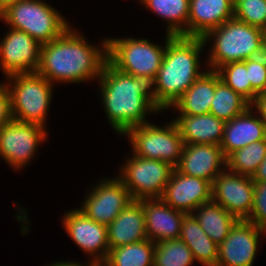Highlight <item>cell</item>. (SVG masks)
Instances as JSON below:
<instances>
[{"mask_svg": "<svg viewBox=\"0 0 266 266\" xmlns=\"http://www.w3.org/2000/svg\"><path fill=\"white\" fill-rule=\"evenodd\" d=\"M74 28L71 25L61 36L41 46L36 72L53 85L98 80L108 61L107 37L94 46Z\"/></svg>", "mask_w": 266, "mask_h": 266, "instance_id": "obj_1", "label": "cell"}, {"mask_svg": "<svg viewBox=\"0 0 266 266\" xmlns=\"http://www.w3.org/2000/svg\"><path fill=\"white\" fill-rule=\"evenodd\" d=\"M97 81L107 120L117 135L148 123L150 114L162 113L153 99L151 83L142 77L121 72L107 61Z\"/></svg>", "mask_w": 266, "mask_h": 266, "instance_id": "obj_2", "label": "cell"}, {"mask_svg": "<svg viewBox=\"0 0 266 266\" xmlns=\"http://www.w3.org/2000/svg\"><path fill=\"white\" fill-rule=\"evenodd\" d=\"M205 46L201 37H167L161 67L151 83L153 99L162 112L172 109L182 94L206 71L201 69L200 61Z\"/></svg>", "mask_w": 266, "mask_h": 266, "instance_id": "obj_3", "label": "cell"}, {"mask_svg": "<svg viewBox=\"0 0 266 266\" xmlns=\"http://www.w3.org/2000/svg\"><path fill=\"white\" fill-rule=\"evenodd\" d=\"M0 20L26 32L41 45L61 36L71 25L54 6L44 0H15L0 10Z\"/></svg>", "mask_w": 266, "mask_h": 266, "instance_id": "obj_4", "label": "cell"}, {"mask_svg": "<svg viewBox=\"0 0 266 266\" xmlns=\"http://www.w3.org/2000/svg\"><path fill=\"white\" fill-rule=\"evenodd\" d=\"M203 40L205 45L213 44L208 49L206 69L216 70L231 62L245 61L262 43V31L261 28L251 26L233 17L219 27L210 30Z\"/></svg>", "mask_w": 266, "mask_h": 266, "instance_id": "obj_5", "label": "cell"}, {"mask_svg": "<svg viewBox=\"0 0 266 266\" xmlns=\"http://www.w3.org/2000/svg\"><path fill=\"white\" fill-rule=\"evenodd\" d=\"M5 80L10 93L13 120L46 129L54 85L37 72L13 74Z\"/></svg>", "mask_w": 266, "mask_h": 266, "instance_id": "obj_6", "label": "cell"}, {"mask_svg": "<svg viewBox=\"0 0 266 266\" xmlns=\"http://www.w3.org/2000/svg\"><path fill=\"white\" fill-rule=\"evenodd\" d=\"M163 45L152 43L144 38H117L107 36L108 62L121 72L142 77L152 83L161 67L167 44L165 34Z\"/></svg>", "mask_w": 266, "mask_h": 266, "instance_id": "obj_7", "label": "cell"}, {"mask_svg": "<svg viewBox=\"0 0 266 266\" xmlns=\"http://www.w3.org/2000/svg\"><path fill=\"white\" fill-rule=\"evenodd\" d=\"M132 154L145 159L161 160L176 168L180 162L184 141L175 121L164 126L148 122L132 127L125 134Z\"/></svg>", "mask_w": 266, "mask_h": 266, "instance_id": "obj_8", "label": "cell"}, {"mask_svg": "<svg viewBox=\"0 0 266 266\" xmlns=\"http://www.w3.org/2000/svg\"><path fill=\"white\" fill-rule=\"evenodd\" d=\"M123 162L117 177L133 200L162 197L174 167L161 160L145 159L133 154Z\"/></svg>", "mask_w": 266, "mask_h": 266, "instance_id": "obj_9", "label": "cell"}, {"mask_svg": "<svg viewBox=\"0 0 266 266\" xmlns=\"http://www.w3.org/2000/svg\"><path fill=\"white\" fill-rule=\"evenodd\" d=\"M47 139V129L12 120L0 128V160L15 171L25 169Z\"/></svg>", "mask_w": 266, "mask_h": 266, "instance_id": "obj_10", "label": "cell"}, {"mask_svg": "<svg viewBox=\"0 0 266 266\" xmlns=\"http://www.w3.org/2000/svg\"><path fill=\"white\" fill-rule=\"evenodd\" d=\"M99 181L91 186L78 209L91 220L108 226L133 199L117 175Z\"/></svg>", "mask_w": 266, "mask_h": 266, "instance_id": "obj_11", "label": "cell"}, {"mask_svg": "<svg viewBox=\"0 0 266 266\" xmlns=\"http://www.w3.org/2000/svg\"><path fill=\"white\" fill-rule=\"evenodd\" d=\"M5 33L0 39V70L4 77L36 72L42 45L23 31L9 28Z\"/></svg>", "mask_w": 266, "mask_h": 266, "instance_id": "obj_12", "label": "cell"}, {"mask_svg": "<svg viewBox=\"0 0 266 266\" xmlns=\"http://www.w3.org/2000/svg\"><path fill=\"white\" fill-rule=\"evenodd\" d=\"M262 236L266 237L265 230L250 221L238 220L218 245L216 266H253Z\"/></svg>", "mask_w": 266, "mask_h": 266, "instance_id": "obj_13", "label": "cell"}, {"mask_svg": "<svg viewBox=\"0 0 266 266\" xmlns=\"http://www.w3.org/2000/svg\"><path fill=\"white\" fill-rule=\"evenodd\" d=\"M212 201L220 204L238 220H247L254 198V181L250 176L225 169L212 182Z\"/></svg>", "mask_w": 266, "mask_h": 266, "instance_id": "obj_14", "label": "cell"}, {"mask_svg": "<svg viewBox=\"0 0 266 266\" xmlns=\"http://www.w3.org/2000/svg\"><path fill=\"white\" fill-rule=\"evenodd\" d=\"M61 223L74 244L90 260H106L110 249L106 225L91 220L78 208L67 211Z\"/></svg>", "mask_w": 266, "mask_h": 266, "instance_id": "obj_15", "label": "cell"}, {"mask_svg": "<svg viewBox=\"0 0 266 266\" xmlns=\"http://www.w3.org/2000/svg\"><path fill=\"white\" fill-rule=\"evenodd\" d=\"M211 188L209 181L184 175L174 168L161 199L173 209L193 213L212 200Z\"/></svg>", "mask_w": 266, "mask_h": 266, "instance_id": "obj_16", "label": "cell"}, {"mask_svg": "<svg viewBox=\"0 0 266 266\" xmlns=\"http://www.w3.org/2000/svg\"><path fill=\"white\" fill-rule=\"evenodd\" d=\"M176 169L184 175L202 178L212 184L226 169V157L219 145L184 144Z\"/></svg>", "mask_w": 266, "mask_h": 266, "instance_id": "obj_17", "label": "cell"}, {"mask_svg": "<svg viewBox=\"0 0 266 266\" xmlns=\"http://www.w3.org/2000/svg\"><path fill=\"white\" fill-rule=\"evenodd\" d=\"M147 239L157 243L179 239L183 218L187 213L173 209L161 198L143 199Z\"/></svg>", "mask_w": 266, "mask_h": 266, "instance_id": "obj_18", "label": "cell"}, {"mask_svg": "<svg viewBox=\"0 0 266 266\" xmlns=\"http://www.w3.org/2000/svg\"><path fill=\"white\" fill-rule=\"evenodd\" d=\"M234 17V0H190L188 37L203 38Z\"/></svg>", "mask_w": 266, "mask_h": 266, "instance_id": "obj_19", "label": "cell"}, {"mask_svg": "<svg viewBox=\"0 0 266 266\" xmlns=\"http://www.w3.org/2000/svg\"><path fill=\"white\" fill-rule=\"evenodd\" d=\"M266 139V126L251 106L243 113L227 121L220 147L227 158L250 143Z\"/></svg>", "mask_w": 266, "mask_h": 266, "instance_id": "obj_20", "label": "cell"}, {"mask_svg": "<svg viewBox=\"0 0 266 266\" xmlns=\"http://www.w3.org/2000/svg\"><path fill=\"white\" fill-rule=\"evenodd\" d=\"M110 249L147 239L143 199L133 200L107 226Z\"/></svg>", "mask_w": 266, "mask_h": 266, "instance_id": "obj_21", "label": "cell"}, {"mask_svg": "<svg viewBox=\"0 0 266 266\" xmlns=\"http://www.w3.org/2000/svg\"><path fill=\"white\" fill-rule=\"evenodd\" d=\"M184 144L221 145L226 122L211 113L178 114L174 119Z\"/></svg>", "mask_w": 266, "mask_h": 266, "instance_id": "obj_22", "label": "cell"}, {"mask_svg": "<svg viewBox=\"0 0 266 266\" xmlns=\"http://www.w3.org/2000/svg\"><path fill=\"white\" fill-rule=\"evenodd\" d=\"M216 90V71L207 69L173 105L179 114L202 115L210 112Z\"/></svg>", "mask_w": 266, "mask_h": 266, "instance_id": "obj_23", "label": "cell"}, {"mask_svg": "<svg viewBox=\"0 0 266 266\" xmlns=\"http://www.w3.org/2000/svg\"><path fill=\"white\" fill-rule=\"evenodd\" d=\"M193 253L195 261L202 266H216L218 245L207 236L192 213L184 216L180 236Z\"/></svg>", "mask_w": 266, "mask_h": 266, "instance_id": "obj_24", "label": "cell"}, {"mask_svg": "<svg viewBox=\"0 0 266 266\" xmlns=\"http://www.w3.org/2000/svg\"><path fill=\"white\" fill-rule=\"evenodd\" d=\"M138 2L164 20L166 33L188 37L190 0H139Z\"/></svg>", "mask_w": 266, "mask_h": 266, "instance_id": "obj_25", "label": "cell"}, {"mask_svg": "<svg viewBox=\"0 0 266 266\" xmlns=\"http://www.w3.org/2000/svg\"><path fill=\"white\" fill-rule=\"evenodd\" d=\"M204 232L217 245L222 243L238 221L220 204L209 201L200 205L193 213Z\"/></svg>", "mask_w": 266, "mask_h": 266, "instance_id": "obj_26", "label": "cell"}, {"mask_svg": "<svg viewBox=\"0 0 266 266\" xmlns=\"http://www.w3.org/2000/svg\"><path fill=\"white\" fill-rule=\"evenodd\" d=\"M250 106L251 103L220 80L216 72V90L209 113L227 122L245 112Z\"/></svg>", "mask_w": 266, "mask_h": 266, "instance_id": "obj_27", "label": "cell"}, {"mask_svg": "<svg viewBox=\"0 0 266 266\" xmlns=\"http://www.w3.org/2000/svg\"><path fill=\"white\" fill-rule=\"evenodd\" d=\"M154 251L155 242L146 239L109 249L106 261L109 266H153Z\"/></svg>", "mask_w": 266, "mask_h": 266, "instance_id": "obj_28", "label": "cell"}, {"mask_svg": "<svg viewBox=\"0 0 266 266\" xmlns=\"http://www.w3.org/2000/svg\"><path fill=\"white\" fill-rule=\"evenodd\" d=\"M265 157L266 139L250 143L231 153L226 158V169L232 173L252 177Z\"/></svg>", "mask_w": 266, "mask_h": 266, "instance_id": "obj_29", "label": "cell"}, {"mask_svg": "<svg viewBox=\"0 0 266 266\" xmlns=\"http://www.w3.org/2000/svg\"><path fill=\"white\" fill-rule=\"evenodd\" d=\"M194 262L193 253L181 239L155 243L153 266H191Z\"/></svg>", "mask_w": 266, "mask_h": 266, "instance_id": "obj_30", "label": "cell"}, {"mask_svg": "<svg viewBox=\"0 0 266 266\" xmlns=\"http://www.w3.org/2000/svg\"><path fill=\"white\" fill-rule=\"evenodd\" d=\"M215 71L218 73L220 80L250 103L258 96V93L251 87L246 61L231 62L217 68Z\"/></svg>", "mask_w": 266, "mask_h": 266, "instance_id": "obj_31", "label": "cell"}, {"mask_svg": "<svg viewBox=\"0 0 266 266\" xmlns=\"http://www.w3.org/2000/svg\"><path fill=\"white\" fill-rule=\"evenodd\" d=\"M234 18L262 28L266 24V0H234Z\"/></svg>", "mask_w": 266, "mask_h": 266, "instance_id": "obj_32", "label": "cell"}, {"mask_svg": "<svg viewBox=\"0 0 266 266\" xmlns=\"http://www.w3.org/2000/svg\"><path fill=\"white\" fill-rule=\"evenodd\" d=\"M247 221L266 231V182H254V198Z\"/></svg>", "mask_w": 266, "mask_h": 266, "instance_id": "obj_33", "label": "cell"}, {"mask_svg": "<svg viewBox=\"0 0 266 266\" xmlns=\"http://www.w3.org/2000/svg\"><path fill=\"white\" fill-rule=\"evenodd\" d=\"M251 87L259 94L266 83V66L252 61H246Z\"/></svg>", "mask_w": 266, "mask_h": 266, "instance_id": "obj_34", "label": "cell"}, {"mask_svg": "<svg viewBox=\"0 0 266 266\" xmlns=\"http://www.w3.org/2000/svg\"><path fill=\"white\" fill-rule=\"evenodd\" d=\"M13 120L9 89L0 81V128Z\"/></svg>", "mask_w": 266, "mask_h": 266, "instance_id": "obj_35", "label": "cell"}, {"mask_svg": "<svg viewBox=\"0 0 266 266\" xmlns=\"http://www.w3.org/2000/svg\"><path fill=\"white\" fill-rule=\"evenodd\" d=\"M245 61H252L266 66V43L262 42L256 51H253Z\"/></svg>", "mask_w": 266, "mask_h": 266, "instance_id": "obj_36", "label": "cell"}, {"mask_svg": "<svg viewBox=\"0 0 266 266\" xmlns=\"http://www.w3.org/2000/svg\"><path fill=\"white\" fill-rule=\"evenodd\" d=\"M251 108L255 110L256 114L266 126V98H255L251 102Z\"/></svg>", "mask_w": 266, "mask_h": 266, "instance_id": "obj_37", "label": "cell"}, {"mask_svg": "<svg viewBox=\"0 0 266 266\" xmlns=\"http://www.w3.org/2000/svg\"><path fill=\"white\" fill-rule=\"evenodd\" d=\"M254 182H266V157L251 177Z\"/></svg>", "mask_w": 266, "mask_h": 266, "instance_id": "obj_38", "label": "cell"}, {"mask_svg": "<svg viewBox=\"0 0 266 266\" xmlns=\"http://www.w3.org/2000/svg\"><path fill=\"white\" fill-rule=\"evenodd\" d=\"M85 265L78 262V266H109L106 260H89Z\"/></svg>", "mask_w": 266, "mask_h": 266, "instance_id": "obj_39", "label": "cell"}, {"mask_svg": "<svg viewBox=\"0 0 266 266\" xmlns=\"http://www.w3.org/2000/svg\"><path fill=\"white\" fill-rule=\"evenodd\" d=\"M47 266H78V261H53L50 263V265L48 264Z\"/></svg>", "mask_w": 266, "mask_h": 266, "instance_id": "obj_40", "label": "cell"}, {"mask_svg": "<svg viewBox=\"0 0 266 266\" xmlns=\"http://www.w3.org/2000/svg\"><path fill=\"white\" fill-rule=\"evenodd\" d=\"M256 98H266V83L264 88L261 90V92L258 94Z\"/></svg>", "mask_w": 266, "mask_h": 266, "instance_id": "obj_41", "label": "cell"}, {"mask_svg": "<svg viewBox=\"0 0 266 266\" xmlns=\"http://www.w3.org/2000/svg\"><path fill=\"white\" fill-rule=\"evenodd\" d=\"M262 31V42L266 43V24L261 28Z\"/></svg>", "mask_w": 266, "mask_h": 266, "instance_id": "obj_42", "label": "cell"}, {"mask_svg": "<svg viewBox=\"0 0 266 266\" xmlns=\"http://www.w3.org/2000/svg\"><path fill=\"white\" fill-rule=\"evenodd\" d=\"M15 0H0V10L7 4Z\"/></svg>", "mask_w": 266, "mask_h": 266, "instance_id": "obj_43", "label": "cell"}]
</instances>
